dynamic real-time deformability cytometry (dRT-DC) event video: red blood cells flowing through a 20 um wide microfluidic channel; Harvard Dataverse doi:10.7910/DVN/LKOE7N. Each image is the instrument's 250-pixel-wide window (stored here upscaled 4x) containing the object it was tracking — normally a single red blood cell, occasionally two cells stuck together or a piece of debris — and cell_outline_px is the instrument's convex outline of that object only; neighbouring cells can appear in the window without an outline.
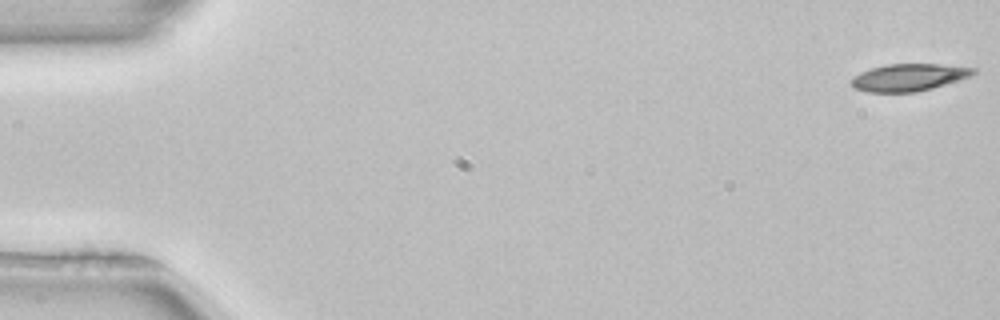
{"species": "common noctule bat (a hibernating species)", "species_latin": "Nyctalus noctula", "temperature_condition": "room temperature", "stored_images_in_passage": 52, "camera_frame_rate_fps": 3000, "um_per_image_px": 0.085, "animal": {"sex": "female", "body_mass_g": 22.7, "forearm_length_mm": 54.2}, "frame": {"image": 1, "passage_image": 1, "time_ms": 0.0, "image_size_px": [1000, 320], "cell_outline_px": [[976, 72], [972, 76], [932, 88], [916, 92], [868, 92], [856, 88], [852, 84], [852, 80], [860, 72], [872, 68], [888, 64], [940, 64], [976, 68]], "centroid_in_image_um": [77.3, 6.57], "position_along_channel_um": 7.7, "area_um2": 19.13}}
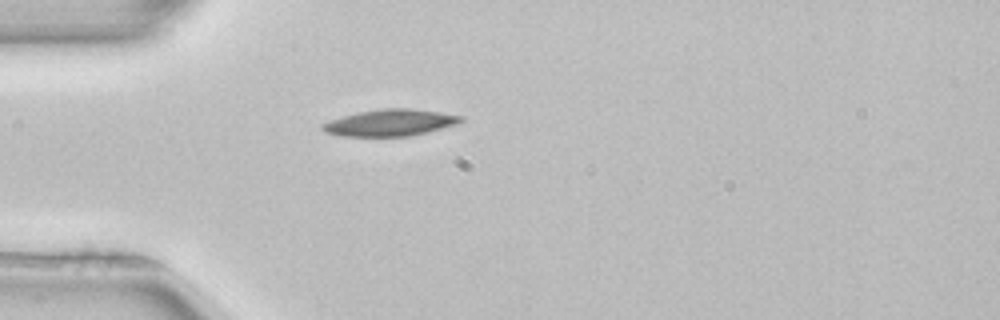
{"frame": {"image": 2, "passage_image": 15, "time_ms": 4.667, "image_size_px": [1000, 320], "cell_outline_px": [[464, 120], [456, 124], [408, 136], [340, 136], [324, 132], [320, 128], [320, 124], [344, 116], [360, 112], [384, 108], [408, 108], [440, 112], [464, 116]], "centroid_in_image_um": [33.14, 10.43], "position_along_channel_um": 51.9, "area_um2": 21.21}}
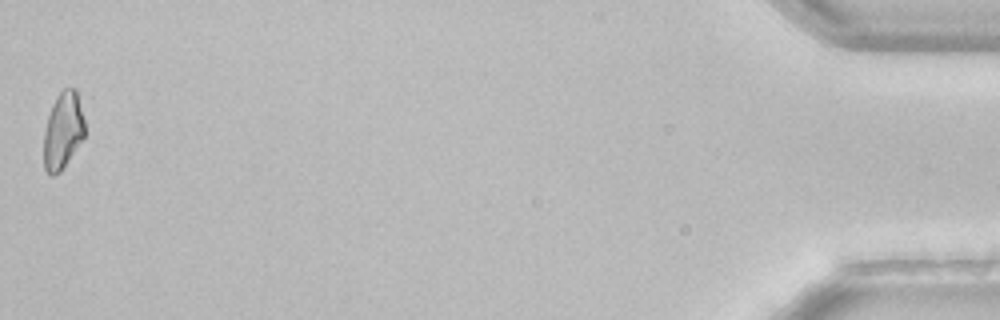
{"frame": {"image": 3, "passage_image": 52, "time_ms": 17.0, "image_size_px": [1000, 320], "cell_outline_px": [[84, 136], [60, 172], [52, 176], [44, 168], [44, 132], [48, 116], [52, 104], [56, 96], [64, 88], [76, 88], [84, 120]], "centroid_in_image_um": [5.34, 11.08], "position_along_channel_um": 429.9, "area_um2": 18.09}, "authors_computed_cell_mechanics": {"area_um2": 19.7965, "velocity_mm_per_s": 3.957, "shape_relaxation_time_tau1_ms": 2.1636, "shape_relaxation_time_tau2_ms": null, "deformation_change_tau1": 0.1123, "deformation_change_tau2": null}}